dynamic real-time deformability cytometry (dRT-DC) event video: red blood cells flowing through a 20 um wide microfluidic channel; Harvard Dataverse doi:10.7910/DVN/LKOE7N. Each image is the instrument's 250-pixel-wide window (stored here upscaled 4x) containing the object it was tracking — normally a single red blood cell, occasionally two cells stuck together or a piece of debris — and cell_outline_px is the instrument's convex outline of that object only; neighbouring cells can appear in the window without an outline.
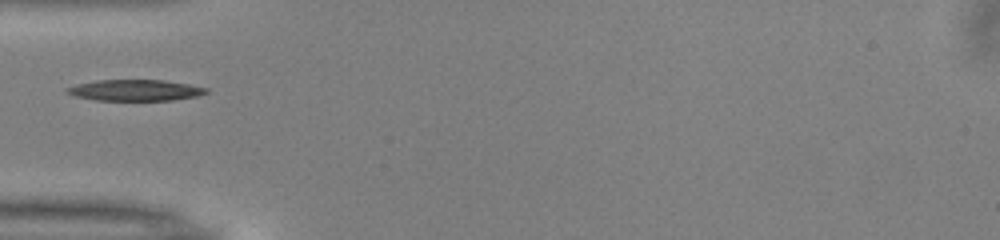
{"species": "common noctule bat (a hibernating species)", "species_latin": "Nyctalus noctula", "temperature_condition": "warm", "stored_images_in_passage": 26, "camera_frame_rate_fps": 3000, "um_per_image_px": 0.085, "animal": {"sex": "male", "body_mass_g": 13.0, "forearm_length_mm": 53.1}, "frame": {"image": 1, "passage_image": 1, "time_ms": 0.0, "image_size_px": [1000, 240], "cell_outline_px": [[208, 92], [196, 96], [172, 100], [96, 100], [76, 96], [64, 92], [64, 88], [76, 84], [96, 80], [164, 80], [188, 84], [208, 88]], "centroid_in_image_um": [11.45, 7.66], "position_along_channel_um": 73.6, "area_um2": 17.11}}
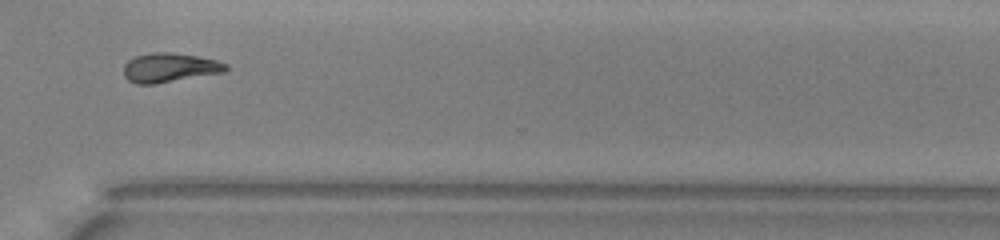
{"frame": {"image": 2, "passage_image": 22, "time_ms": 7.0, "image_size_px": [1000, 240], "cell_outline_px": [[228, 68], [224, 72], [156, 84], [136, 84], [128, 80], [124, 76], [124, 64], [128, 60], [136, 56], [152, 52], [172, 52], [196, 56], [216, 60], [228, 64]], "centroid_in_image_um": [14.4, 5.75], "position_along_channel_um": 356.2, "area_um2": 17.46}}
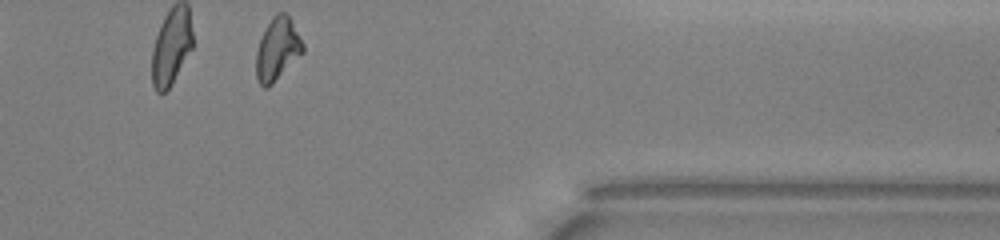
{"frame": {"image": 3, "passage_image": 26, "time_ms": 8.333, "image_size_px": [1000, 240], "cell_outline_px": [[304, 52], [268, 88], [264, 88], [256, 80], [256, 52], [260, 40], [272, 16], [276, 12], [284, 12], [288, 16], [304, 44]], "centroid_in_image_um": [23.57, 4.2], "position_along_channel_um": 387.8, "area_um2": 16.88}}